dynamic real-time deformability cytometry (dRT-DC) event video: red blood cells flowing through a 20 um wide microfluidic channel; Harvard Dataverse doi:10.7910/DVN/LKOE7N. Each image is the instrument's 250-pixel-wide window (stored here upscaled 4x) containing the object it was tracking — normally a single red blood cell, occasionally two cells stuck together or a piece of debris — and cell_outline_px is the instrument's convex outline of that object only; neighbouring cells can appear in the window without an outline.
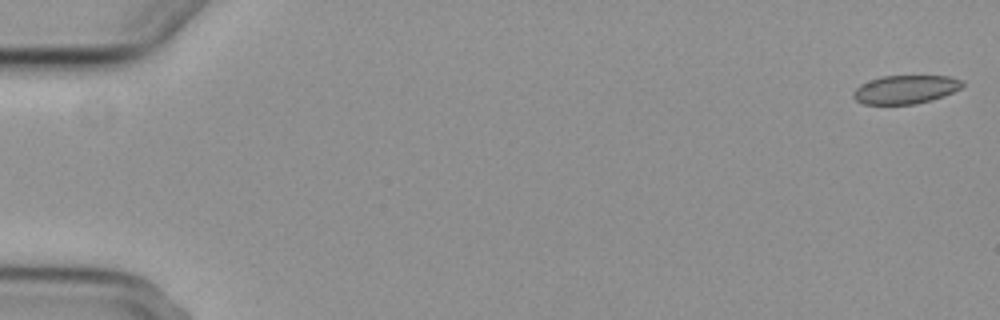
{"species": "common noctule bat (a hibernating species)", "species_latin": "Nyctalus noctula", "temperature_condition": "cold", "stored_images_in_passage": 6, "camera_frame_rate_fps": 3000, "um_per_image_px": 0.085, "animal": {"sex": "female", "body_mass_g": 29.2, "forearm_length_mm": 56.3}, "frame": {"image": 1, "passage_image": 1, "time_ms": 0.0, "image_size_px": [1000, 320], "cell_outline_px": [[964, 84], [960, 88], [944, 96], [932, 100], [916, 104], [864, 104], [856, 100], [852, 96], [852, 92], [860, 84], [880, 76], [948, 76], [964, 80]], "centroid_in_image_um": [76.96, 7.6], "position_along_channel_um": 8.0, "area_um2": 18.21}}
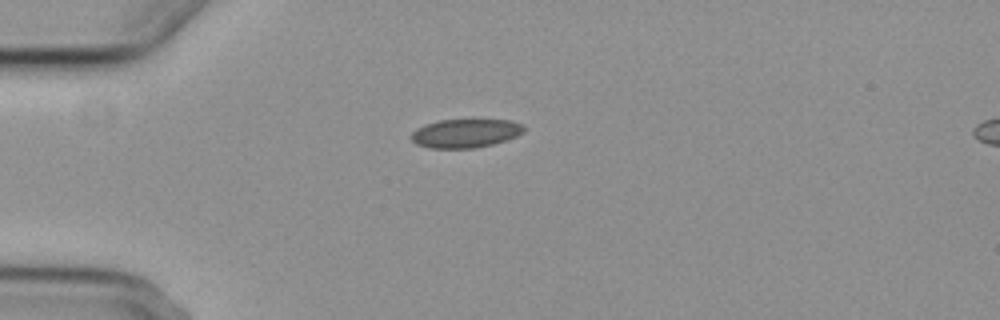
{"frame": {"image": 2, "passage_image": 4, "time_ms": 4.667, "image_size_px": [1000, 320], "cell_outline_px": [[524, 132], [516, 136], [492, 144], [472, 148], [428, 148], [416, 144], [412, 140], [412, 132], [416, 128], [424, 124], [440, 120], [472, 116], [512, 120], [524, 124]], "centroid_in_image_um": [39.6, 11.26], "position_along_channel_um": 45.4, "area_um2": 19.83}}
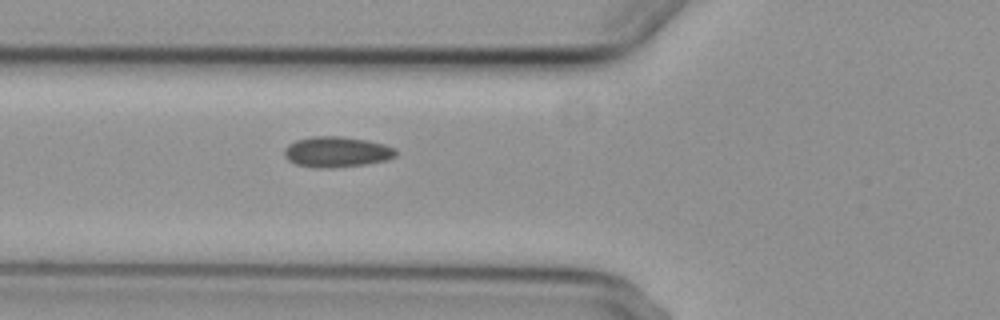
{"frame": {"image": 3, "passage_image": 6, "time_ms": 6.667, "image_size_px": [1000, 320], "cell_outline_px": [[396, 156], [388, 160], [364, 164], [332, 168], [316, 168], [296, 164], [288, 160], [284, 156], [284, 148], [288, 144], [296, 140], [312, 136], [340, 136], [364, 140], [384, 144], [396, 148]], "centroid_in_image_um": [28.6, 12.91], "position_along_channel_um": 97.2, "area_um2": 19.94}}